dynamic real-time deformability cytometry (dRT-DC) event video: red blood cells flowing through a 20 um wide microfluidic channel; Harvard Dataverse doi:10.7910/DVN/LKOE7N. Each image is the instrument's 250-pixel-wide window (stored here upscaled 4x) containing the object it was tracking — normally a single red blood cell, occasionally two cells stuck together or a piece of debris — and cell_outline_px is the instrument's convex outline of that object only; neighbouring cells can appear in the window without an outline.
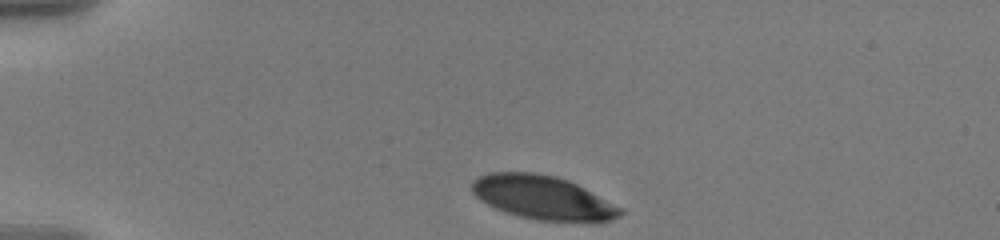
{"species": "human", "species_latin": "Homo sapiens", "temperature_condition": "warm", "stored_images_in_passage": 39, "camera_frame_rate_fps": 3000, "um_per_image_px": 0.085, "donor": {"sex": "male"}, "frame": {"image": 1, "passage_image": 1, "time_ms": 0.0, "image_size_px": [1000, 240], "cell_outline_px": [[624, 212], [620, 216], [612, 220], [600, 224], [588, 224], [536, 220], [504, 212], [480, 200], [472, 192], [472, 180], [488, 172], [536, 172], [556, 176], [568, 180], [624, 208]], "centroid_in_image_um": [46.22, 16.83], "position_along_channel_um": 38.8, "area_um2": 38.78}}
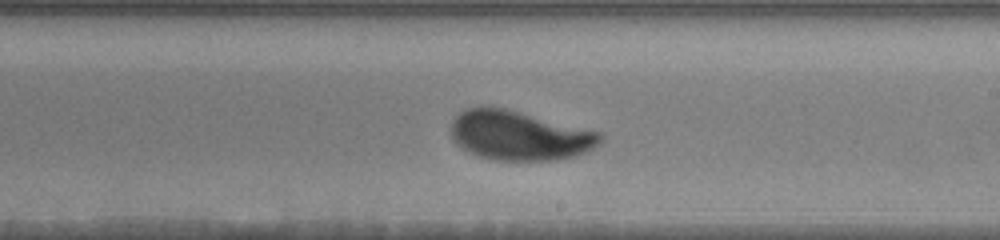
{"frame": {"image": 2, "passage_image": 23, "time_ms": 7.333, "image_size_px": [1000, 240], "cell_outline_px": [[604, 140], [600, 144], [584, 152], [572, 156], [556, 160], [496, 160], [480, 156], [460, 148], [452, 140], [452, 120], [460, 112], [468, 108], [504, 108], [600, 132], [604, 136]], "centroid_in_image_um": [44.15, 11.53], "position_along_channel_um": 244.9, "area_um2": 42.48}}
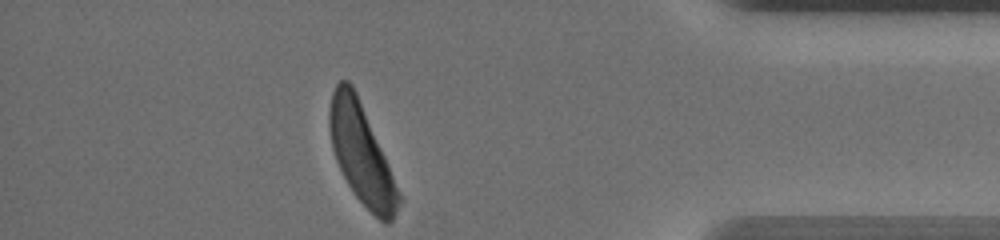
{"frame": {"image": 3, "passage_image": 39, "time_ms": 12.667, "image_size_px": [1000, 240], "cell_outline_px": [[400, 204], [392, 220], [388, 224], [384, 224], [356, 196], [348, 184], [336, 160], [332, 148], [328, 124], [328, 112], [332, 92], [336, 84], [340, 80], [348, 80], [352, 84], [356, 92], [384, 156], [400, 196]], "centroid_in_image_um": [30.67, 13.05], "position_along_channel_um": 404.5, "area_um2": 39.07}, "authors_computed_cell_mechanics": {"area_um2": 42.483, "velocity_mm_per_s": 3.5392, "shape_relaxation_time_tau1_ms": 3.0929, "shape_relaxation_time_tau2_ms": null, "deformation_change_tau1": 0.1554, "deformation_change_tau2": null}}